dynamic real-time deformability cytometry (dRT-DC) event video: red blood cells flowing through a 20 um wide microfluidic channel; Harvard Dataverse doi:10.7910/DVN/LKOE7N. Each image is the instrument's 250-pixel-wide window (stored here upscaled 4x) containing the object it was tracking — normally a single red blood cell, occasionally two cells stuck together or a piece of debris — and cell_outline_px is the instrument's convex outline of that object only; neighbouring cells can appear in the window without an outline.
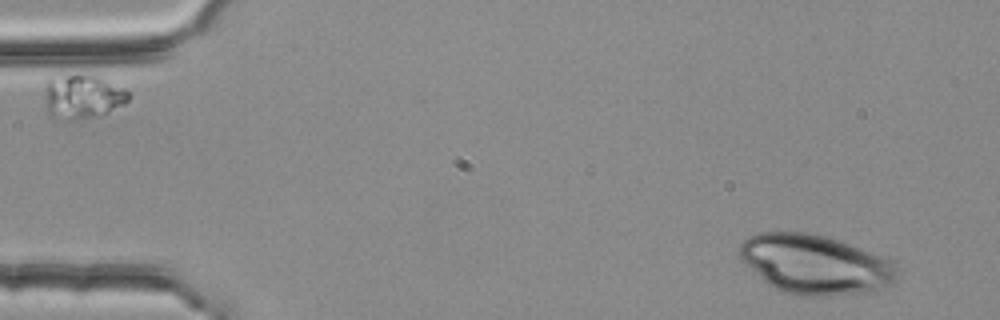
{"species": "common noctule bat (a hibernating species)", "species_latin": "Nyctalus noctula", "temperature_condition": "room temperature", "stored_images_in_passage": 2, "camera_frame_rate_fps": 3000, "um_per_image_px": 0.085, "animal": {"sex": "female", "body_mass_g": 25.1}, "frame": {"image": 1, "passage_image": 1, "time_ms": 0.0, "image_size_px": [1000, 320], "cell_outline_px": [[900, 276], [892, 284], [872, 292], [828, 296], [800, 296], [784, 292], [768, 284], [740, 260], [740, 244], [748, 236], [760, 232], [808, 232], [824, 236], [848, 244], [880, 256], [896, 264], [900, 268]], "centroid_in_image_um": [69.31, 22.49], "position_along_channel_um": 15.7, "area_um2": 54.62}}